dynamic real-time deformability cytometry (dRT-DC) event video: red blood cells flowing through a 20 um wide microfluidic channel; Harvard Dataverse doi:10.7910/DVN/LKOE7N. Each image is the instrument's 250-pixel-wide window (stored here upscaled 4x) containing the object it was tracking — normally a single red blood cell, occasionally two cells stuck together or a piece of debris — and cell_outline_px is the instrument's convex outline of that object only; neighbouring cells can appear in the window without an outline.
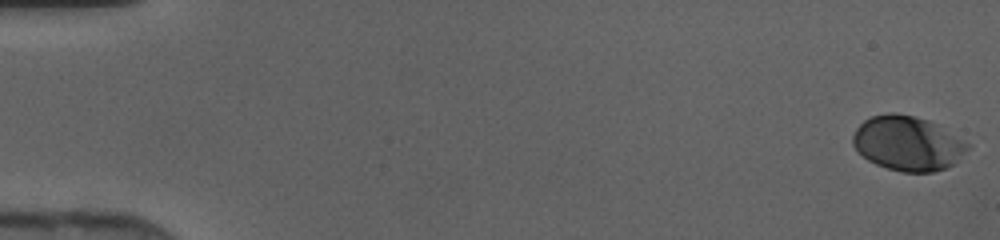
{"species": "human", "species_latin": "Homo sapiens", "temperature_condition": "cold", "stored_images_in_passage": 47, "camera_frame_rate_fps": 3000, "um_per_image_px": 0.085, "donor": {"sex": "female"}, "frame": {"image": 1, "passage_image": 1, "time_ms": 0.0, "image_size_px": [1000, 240], "cell_outline_px": [[972, 144], [952, 164], [944, 168], [932, 172], [900, 172], [876, 164], [868, 160], [852, 144], [852, 136], [856, 128], [864, 120], [872, 116], [892, 112], [896, 112], [928, 120], [936, 124]], "centroid_in_image_um": [77.13, 12.18], "position_along_channel_um": 7.9, "area_um2": 36.18}}
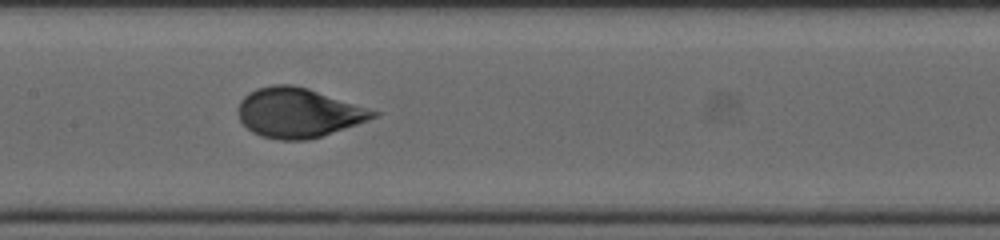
{"frame": {"image": 2, "passage_image": 24, "time_ms": 7.667, "image_size_px": [1000, 240], "cell_outline_px": [[380, 112], [376, 116], [368, 120], [308, 140], [280, 140], [260, 136], [252, 132], [240, 120], [236, 112], [236, 108], [240, 100], [248, 92], [256, 88], [272, 84], [292, 84], [308, 88]], "centroid_in_image_um": [25.28, 9.57], "position_along_channel_um": 182.1, "area_um2": 38.96}}
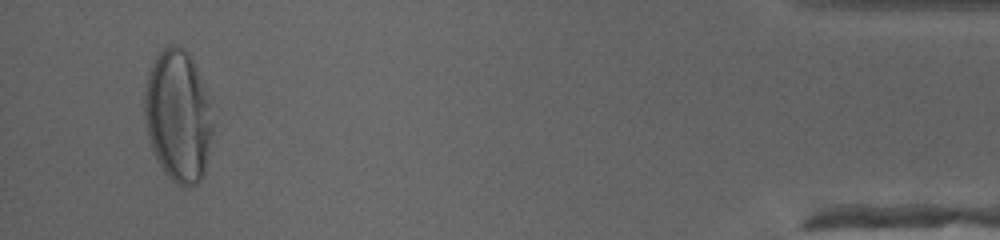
{"frame": {"image": 3, "passage_image": 45, "time_ms": 14.667, "image_size_px": [1000, 240], "cell_outline_px": [[212, 132], [204, 172], [200, 180], [196, 184], [188, 188], [176, 184], [168, 176], [160, 164], [152, 148], [148, 136], [144, 120], [144, 92], [148, 76], [156, 52], [160, 48], [172, 44], [176, 44], [184, 48], [192, 56], [204, 88], [212, 124]], "centroid_in_image_um": [15.1, 9.82], "position_along_channel_um": 420.1, "area_um2": 52.19}}